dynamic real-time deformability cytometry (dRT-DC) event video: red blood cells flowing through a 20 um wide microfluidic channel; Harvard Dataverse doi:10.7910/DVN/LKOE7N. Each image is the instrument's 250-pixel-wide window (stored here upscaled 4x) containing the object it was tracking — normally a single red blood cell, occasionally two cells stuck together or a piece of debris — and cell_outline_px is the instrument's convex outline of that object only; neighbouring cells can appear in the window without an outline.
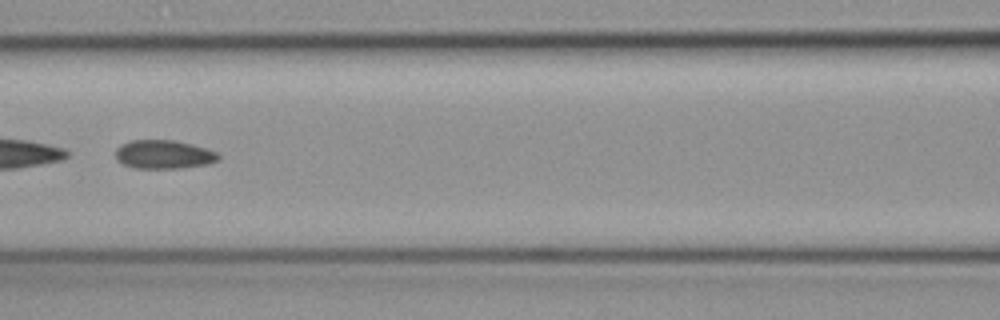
{"species": "common noctule bat (a hibernating species)", "species_latin": "Nyctalus noctula", "temperature_condition": "cold", "stored_images_in_passage": 50, "camera_frame_rate_fps": 3000, "um_per_image_px": 0.085, "animal": {"sex": "female", "body_mass_g": 19.3, "forearm_length_mm": 54.1}, "frame": {"image": 1, "passage_image": 19, "time_ms": 6.0, "image_size_px": [1000, 320], "cell_outline_px": [[220, 156], [216, 160], [208, 164], [180, 168], [136, 168], [124, 164], [116, 160], [116, 148], [120, 144], [132, 140], [176, 140], [192, 144], [216, 152]], "centroid_in_image_um": [13.88, 13.12], "position_along_channel_um": 152.7, "area_um2": 17.11}}
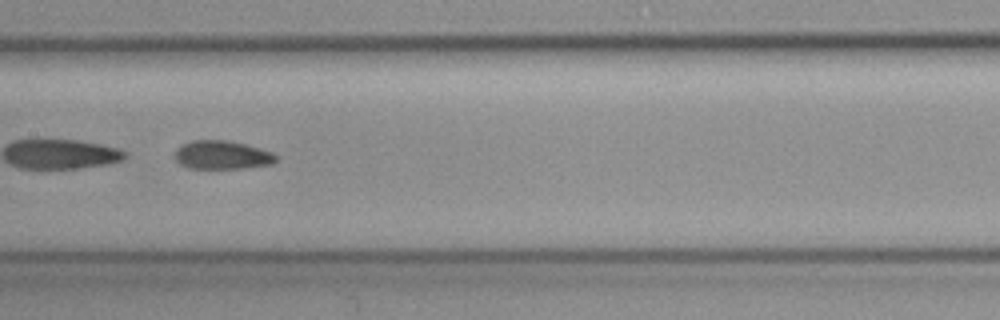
{"frame": {"image": 2, "passage_image": 22, "time_ms": 7.0, "image_size_px": [1000, 320], "cell_outline_px": [[276, 160], [272, 164], [244, 168], [188, 168], [180, 164], [176, 160], [176, 148], [180, 144], [192, 140], [228, 140], [260, 148], [272, 152], [276, 156]], "centroid_in_image_um": [18.86, 13.16], "position_along_channel_um": 188.5, "area_um2": 16.82}}
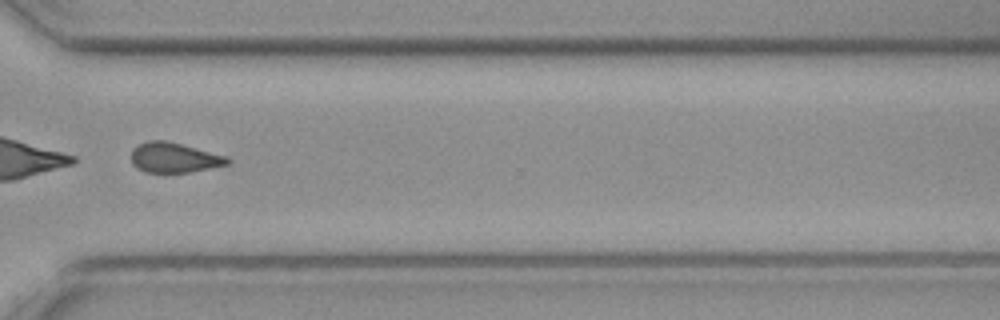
{"frame": {"image": 3, "passage_image": 36, "time_ms": 11.667, "image_size_px": [1000, 320], "cell_outline_px": [[232, 160], [228, 164], [188, 172], [144, 172], [136, 168], [132, 164], [132, 148], [148, 140], [164, 140], [228, 156]], "centroid_in_image_um": [14.79, 13.4], "position_along_channel_um": 355.8, "area_um2": 16.7}, "authors_computed_cell_mechanics": {"area_um2": 17.5134, "velocity_mm_per_s": 3.5869, "shape_relaxation_time_tau1_ms": 4.0273, "shape_relaxation_time_tau2_ms": null, "deformation_change_tau1": 0.0934, "deformation_change_tau2": null}}